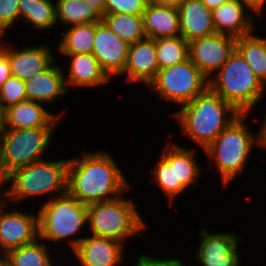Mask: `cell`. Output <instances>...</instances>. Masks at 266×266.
<instances>
[{"label": "cell", "instance_id": "obj_1", "mask_svg": "<svg viewBox=\"0 0 266 266\" xmlns=\"http://www.w3.org/2000/svg\"><path fill=\"white\" fill-rule=\"evenodd\" d=\"M111 153L84 152L69 158L67 192L85 205L111 201L131 189Z\"/></svg>", "mask_w": 266, "mask_h": 266}, {"label": "cell", "instance_id": "obj_2", "mask_svg": "<svg viewBox=\"0 0 266 266\" xmlns=\"http://www.w3.org/2000/svg\"><path fill=\"white\" fill-rule=\"evenodd\" d=\"M172 115L177 119L182 134L203 150L241 113L208 87Z\"/></svg>", "mask_w": 266, "mask_h": 266}, {"label": "cell", "instance_id": "obj_3", "mask_svg": "<svg viewBox=\"0 0 266 266\" xmlns=\"http://www.w3.org/2000/svg\"><path fill=\"white\" fill-rule=\"evenodd\" d=\"M69 159L35 161L15 169L6 176L10 186L2 190L1 198L6 202L19 203L29 197L50 194V200L67 193ZM55 193V194H54Z\"/></svg>", "mask_w": 266, "mask_h": 266}, {"label": "cell", "instance_id": "obj_4", "mask_svg": "<svg viewBox=\"0 0 266 266\" xmlns=\"http://www.w3.org/2000/svg\"><path fill=\"white\" fill-rule=\"evenodd\" d=\"M247 116L248 114H241L203 149L207 158L215 161L224 187L242 174L246 163H249L252 150L259 145V133L247 129Z\"/></svg>", "mask_w": 266, "mask_h": 266}, {"label": "cell", "instance_id": "obj_5", "mask_svg": "<svg viewBox=\"0 0 266 266\" xmlns=\"http://www.w3.org/2000/svg\"><path fill=\"white\" fill-rule=\"evenodd\" d=\"M209 87L241 114H250L266 93V86L236 49L210 78Z\"/></svg>", "mask_w": 266, "mask_h": 266}, {"label": "cell", "instance_id": "obj_6", "mask_svg": "<svg viewBox=\"0 0 266 266\" xmlns=\"http://www.w3.org/2000/svg\"><path fill=\"white\" fill-rule=\"evenodd\" d=\"M87 224V205L68 192L46 200L38 212L39 238L42 241L67 240L70 250H75L84 237H74ZM70 239V240H69ZM72 239V240H71Z\"/></svg>", "mask_w": 266, "mask_h": 266}, {"label": "cell", "instance_id": "obj_7", "mask_svg": "<svg viewBox=\"0 0 266 266\" xmlns=\"http://www.w3.org/2000/svg\"><path fill=\"white\" fill-rule=\"evenodd\" d=\"M133 201L121 195L111 201L87 205V228L90 234L122 243L129 237L143 236L141 232L147 224Z\"/></svg>", "mask_w": 266, "mask_h": 266}, {"label": "cell", "instance_id": "obj_8", "mask_svg": "<svg viewBox=\"0 0 266 266\" xmlns=\"http://www.w3.org/2000/svg\"><path fill=\"white\" fill-rule=\"evenodd\" d=\"M55 128H0V164L5 176L15 169L44 159Z\"/></svg>", "mask_w": 266, "mask_h": 266}, {"label": "cell", "instance_id": "obj_9", "mask_svg": "<svg viewBox=\"0 0 266 266\" xmlns=\"http://www.w3.org/2000/svg\"><path fill=\"white\" fill-rule=\"evenodd\" d=\"M156 99L174 102L181 106L191 102L209 87V80L190 60L159 69L149 83Z\"/></svg>", "mask_w": 266, "mask_h": 266}, {"label": "cell", "instance_id": "obj_10", "mask_svg": "<svg viewBox=\"0 0 266 266\" xmlns=\"http://www.w3.org/2000/svg\"><path fill=\"white\" fill-rule=\"evenodd\" d=\"M7 204L0 197V251L4 254L39 238L38 214L14 209L8 212Z\"/></svg>", "mask_w": 266, "mask_h": 266}, {"label": "cell", "instance_id": "obj_11", "mask_svg": "<svg viewBox=\"0 0 266 266\" xmlns=\"http://www.w3.org/2000/svg\"><path fill=\"white\" fill-rule=\"evenodd\" d=\"M235 49V37L213 33L189 42V59L210 80Z\"/></svg>", "mask_w": 266, "mask_h": 266}, {"label": "cell", "instance_id": "obj_12", "mask_svg": "<svg viewBox=\"0 0 266 266\" xmlns=\"http://www.w3.org/2000/svg\"><path fill=\"white\" fill-rule=\"evenodd\" d=\"M200 243L195 256L202 266H242L239 258V243L243 241L233 232L211 233L200 229Z\"/></svg>", "mask_w": 266, "mask_h": 266}, {"label": "cell", "instance_id": "obj_13", "mask_svg": "<svg viewBox=\"0 0 266 266\" xmlns=\"http://www.w3.org/2000/svg\"><path fill=\"white\" fill-rule=\"evenodd\" d=\"M129 45L103 22H96L92 54L111 78L120 75L127 61Z\"/></svg>", "mask_w": 266, "mask_h": 266}, {"label": "cell", "instance_id": "obj_14", "mask_svg": "<svg viewBox=\"0 0 266 266\" xmlns=\"http://www.w3.org/2000/svg\"><path fill=\"white\" fill-rule=\"evenodd\" d=\"M124 243L105 237L85 236L73 251L80 266H117L124 260Z\"/></svg>", "mask_w": 266, "mask_h": 266}, {"label": "cell", "instance_id": "obj_15", "mask_svg": "<svg viewBox=\"0 0 266 266\" xmlns=\"http://www.w3.org/2000/svg\"><path fill=\"white\" fill-rule=\"evenodd\" d=\"M158 70L156 40L146 37L129 45L127 61L120 75H126L127 82H143L147 87Z\"/></svg>", "mask_w": 266, "mask_h": 266}, {"label": "cell", "instance_id": "obj_16", "mask_svg": "<svg viewBox=\"0 0 266 266\" xmlns=\"http://www.w3.org/2000/svg\"><path fill=\"white\" fill-rule=\"evenodd\" d=\"M60 117V114L50 113L42 103L25 100L4 110V119L0 128L56 127L61 120Z\"/></svg>", "mask_w": 266, "mask_h": 266}, {"label": "cell", "instance_id": "obj_17", "mask_svg": "<svg viewBox=\"0 0 266 266\" xmlns=\"http://www.w3.org/2000/svg\"><path fill=\"white\" fill-rule=\"evenodd\" d=\"M14 48V49H13ZM53 50L47 45L37 47H22L16 50L8 45V59L11 75L26 81L47 70L54 63Z\"/></svg>", "mask_w": 266, "mask_h": 266}, {"label": "cell", "instance_id": "obj_18", "mask_svg": "<svg viewBox=\"0 0 266 266\" xmlns=\"http://www.w3.org/2000/svg\"><path fill=\"white\" fill-rule=\"evenodd\" d=\"M247 8L240 0H230L212 11L216 33L235 38L248 35L255 30L254 15H248Z\"/></svg>", "mask_w": 266, "mask_h": 266}, {"label": "cell", "instance_id": "obj_19", "mask_svg": "<svg viewBox=\"0 0 266 266\" xmlns=\"http://www.w3.org/2000/svg\"><path fill=\"white\" fill-rule=\"evenodd\" d=\"M178 14L181 36L188 43L216 33L212 11L201 0H184L178 8Z\"/></svg>", "mask_w": 266, "mask_h": 266}, {"label": "cell", "instance_id": "obj_20", "mask_svg": "<svg viewBox=\"0 0 266 266\" xmlns=\"http://www.w3.org/2000/svg\"><path fill=\"white\" fill-rule=\"evenodd\" d=\"M56 64V65H55ZM53 63L47 70L25 81L27 100L39 103H52L67 93L65 72Z\"/></svg>", "mask_w": 266, "mask_h": 266}, {"label": "cell", "instance_id": "obj_21", "mask_svg": "<svg viewBox=\"0 0 266 266\" xmlns=\"http://www.w3.org/2000/svg\"><path fill=\"white\" fill-rule=\"evenodd\" d=\"M69 57L70 65L65 75L67 88L71 87H98L109 82L110 77L101 68L93 54H61Z\"/></svg>", "mask_w": 266, "mask_h": 266}, {"label": "cell", "instance_id": "obj_22", "mask_svg": "<svg viewBox=\"0 0 266 266\" xmlns=\"http://www.w3.org/2000/svg\"><path fill=\"white\" fill-rule=\"evenodd\" d=\"M144 32L147 38L159 39L181 36L178 9L147 3L143 12Z\"/></svg>", "mask_w": 266, "mask_h": 266}, {"label": "cell", "instance_id": "obj_23", "mask_svg": "<svg viewBox=\"0 0 266 266\" xmlns=\"http://www.w3.org/2000/svg\"><path fill=\"white\" fill-rule=\"evenodd\" d=\"M151 170L153 182L165 193L170 204L177 195L187 190L180 182H177L176 144L174 142L165 145L158 162Z\"/></svg>", "mask_w": 266, "mask_h": 266}, {"label": "cell", "instance_id": "obj_24", "mask_svg": "<svg viewBox=\"0 0 266 266\" xmlns=\"http://www.w3.org/2000/svg\"><path fill=\"white\" fill-rule=\"evenodd\" d=\"M18 9L20 18L35 30L54 29L58 24L53 0H19Z\"/></svg>", "mask_w": 266, "mask_h": 266}, {"label": "cell", "instance_id": "obj_25", "mask_svg": "<svg viewBox=\"0 0 266 266\" xmlns=\"http://www.w3.org/2000/svg\"><path fill=\"white\" fill-rule=\"evenodd\" d=\"M236 38V50L253 70L256 77L266 86V38L255 35Z\"/></svg>", "mask_w": 266, "mask_h": 266}, {"label": "cell", "instance_id": "obj_26", "mask_svg": "<svg viewBox=\"0 0 266 266\" xmlns=\"http://www.w3.org/2000/svg\"><path fill=\"white\" fill-rule=\"evenodd\" d=\"M96 22L72 25L61 37L58 53L91 54L93 50Z\"/></svg>", "mask_w": 266, "mask_h": 266}, {"label": "cell", "instance_id": "obj_27", "mask_svg": "<svg viewBox=\"0 0 266 266\" xmlns=\"http://www.w3.org/2000/svg\"><path fill=\"white\" fill-rule=\"evenodd\" d=\"M56 20L70 26L102 21L103 14L84 0H56Z\"/></svg>", "mask_w": 266, "mask_h": 266}, {"label": "cell", "instance_id": "obj_28", "mask_svg": "<svg viewBox=\"0 0 266 266\" xmlns=\"http://www.w3.org/2000/svg\"><path fill=\"white\" fill-rule=\"evenodd\" d=\"M102 21L128 45L146 38L142 15L104 13Z\"/></svg>", "mask_w": 266, "mask_h": 266}, {"label": "cell", "instance_id": "obj_29", "mask_svg": "<svg viewBox=\"0 0 266 266\" xmlns=\"http://www.w3.org/2000/svg\"><path fill=\"white\" fill-rule=\"evenodd\" d=\"M43 242V243H42ZM42 239L8 251L6 263L9 266H54L53 257Z\"/></svg>", "mask_w": 266, "mask_h": 266}, {"label": "cell", "instance_id": "obj_30", "mask_svg": "<svg viewBox=\"0 0 266 266\" xmlns=\"http://www.w3.org/2000/svg\"><path fill=\"white\" fill-rule=\"evenodd\" d=\"M159 69L180 64L189 59V43L182 37L156 39Z\"/></svg>", "mask_w": 266, "mask_h": 266}, {"label": "cell", "instance_id": "obj_31", "mask_svg": "<svg viewBox=\"0 0 266 266\" xmlns=\"http://www.w3.org/2000/svg\"><path fill=\"white\" fill-rule=\"evenodd\" d=\"M194 148H184L176 144V173L177 182H180L186 189L194 185L200 176L201 167L196 161Z\"/></svg>", "mask_w": 266, "mask_h": 266}, {"label": "cell", "instance_id": "obj_32", "mask_svg": "<svg viewBox=\"0 0 266 266\" xmlns=\"http://www.w3.org/2000/svg\"><path fill=\"white\" fill-rule=\"evenodd\" d=\"M27 100L25 81L11 76L0 88V103L5 110L9 106Z\"/></svg>", "mask_w": 266, "mask_h": 266}, {"label": "cell", "instance_id": "obj_33", "mask_svg": "<svg viewBox=\"0 0 266 266\" xmlns=\"http://www.w3.org/2000/svg\"><path fill=\"white\" fill-rule=\"evenodd\" d=\"M147 0H106L104 13L143 15Z\"/></svg>", "mask_w": 266, "mask_h": 266}, {"label": "cell", "instance_id": "obj_34", "mask_svg": "<svg viewBox=\"0 0 266 266\" xmlns=\"http://www.w3.org/2000/svg\"><path fill=\"white\" fill-rule=\"evenodd\" d=\"M19 0H0V38L4 37L6 30L20 19ZM11 26V27H10Z\"/></svg>", "mask_w": 266, "mask_h": 266}, {"label": "cell", "instance_id": "obj_35", "mask_svg": "<svg viewBox=\"0 0 266 266\" xmlns=\"http://www.w3.org/2000/svg\"><path fill=\"white\" fill-rule=\"evenodd\" d=\"M134 266H186L184 262L179 258H165V259H157L155 257H151L148 254H141L137 256Z\"/></svg>", "mask_w": 266, "mask_h": 266}, {"label": "cell", "instance_id": "obj_36", "mask_svg": "<svg viewBox=\"0 0 266 266\" xmlns=\"http://www.w3.org/2000/svg\"><path fill=\"white\" fill-rule=\"evenodd\" d=\"M4 41L0 44V88L12 76L8 59V44Z\"/></svg>", "mask_w": 266, "mask_h": 266}, {"label": "cell", "instance_id": "obj_37", "mask_svg": "<svg viewBox=\"0 0 266 266\" xmlns=\"http://www.w3.org/2000/svg\"><path fill=\"white\" fill-rule=\"evenodd\" d=\"M249 11L252 12V15L256 17L258 14L263 13V9L266 6V0H240Z\"/></svg>", "mask_w": 266, "mask_h": 266}, {"label": "cell", "instance_id": "obj_38", "mask_svg": "<svg viewBox=\"0 0 266 266\" xmlns=\"http://www.w3.org/2000/svg\"><path fill=\"white\" fill-rule=\"evenodd\" d=\"M183 1L184 0H147V3L155 6L174 7L178 9Z\"/></svg>", "mask_w": 266, "mask_h": 266}, {"label": "cell", "instance_id": "obj_39", "mask_svg": "<svg viewBox=\"0 0 266 266\" xmlns=\"http://www.w3.org/2000/svg\"><path fill=\"white\" fill-rule=\"evenodd\" d=\"M260 125L261 126L259 127V146H262L266 149V117L265 120L263 119V122L260 123Z\"/></svg>", "mask_w": 266, "mask_h": 266}, {"label": "cell", "instance_id": "obj_40", "mask_svg": "<svg viewBox=\"0 0 266 266\" xmlns=\"http://www.w3.org/2000/svg\"><path fill=\"white\" fill-rule=\"evenodd\" d=\"M209 10L213 11L230 0H201Z\"/></svg>", "mask_w": 266, "mask_h": 266}, {"label": "cell", "instance_id": "obj_41", "mask_svg": "<svg viewBox=\"0 0 266 266\" xmlns=\"http://www.w3.org/2000/svg\"><path fill=\"white\" fill-rule=\"evenodd\" d=\"M84 2H87L89 5L94 6L102 14H104L106 0H84Z\"/></svg>", "mask_w": 266, "mask_h": 266}, {"label": "cell", "instance_id": "obj_42", "mask_svg": "<svg viewBox=\"0 0 266 266\" xmlns=\"http://www.w3.org/2000/svg\"><path fill=\"white\" fill-rule=\"evenodd\" d=\"M6 185V176L4 172L2 171L1 164H0V187H3ZM2 194V191H0V196Z\"/></svg>", "mask_w": 266, "mask_h": 266}, {"label": "cell", "instance_id": "obj_43", "mask_svg": "<svg viewBox=\"0 0 266 266\" xmlns=\"http://www.w3.org/2000/svg\"><path fill=\"white\" fill-rule=\"evenodd\" d=\"M6 264V255L0 252V266H4Z\"/></svg>", "mask_w": 266, "mask_h": 266}, {"label": "cell", "instance_id": "obj_44", "mask_svg": "<svg viewBox=\"0 0 266 266\" xmlns=\"http://www.w3.org/2000/svg\"><path fill=\"white\" fill-rule=\"evenodd\" d=\"M3 119H4V109L2 108L0 103V127L2 126Z\"/></svg>", "mask_w": 266, "mask_h": 266}]
</instances>
